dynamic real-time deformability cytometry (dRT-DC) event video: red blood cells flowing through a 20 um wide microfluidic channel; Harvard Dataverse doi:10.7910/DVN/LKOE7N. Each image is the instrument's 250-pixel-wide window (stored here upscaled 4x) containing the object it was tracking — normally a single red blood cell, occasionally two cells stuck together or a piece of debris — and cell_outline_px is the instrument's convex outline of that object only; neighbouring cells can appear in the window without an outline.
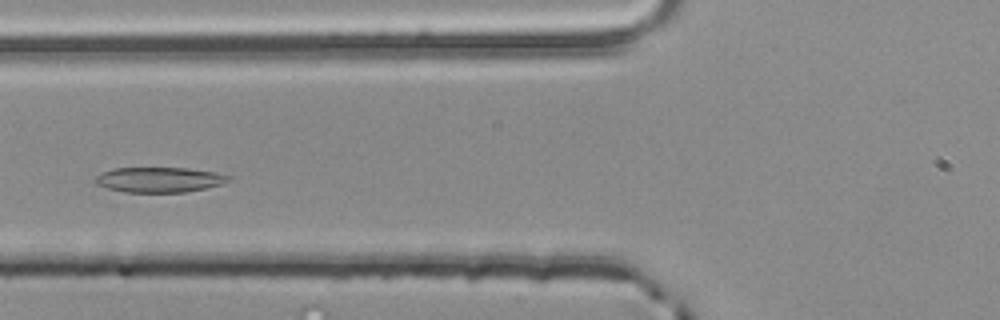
{"species": "common noctule bat (a hibernating species)", "species_latin": "Nyctalus noctula", "temperature_condition": "room temperature", "stored_images_in_passage": 40, "camera_frame_rate_fps": 3000, "um_per_image_px": 0.085, "animal": {"sex": "male", "body_mass_g": 20.4}, "frame": {"image": 1, "passage_image": 15, "time_ms": 4.667, "image_size_px": [1000, 320], "cell_outline_px": [[232, 180], [220, 184], [204, 188], [184, 192], [124, 192], [108, 188], [96, 184], [92, 180], [96, 176], [112, 168], [188, 168], [216, 172], [232, 176]], "centroid_in_image_um": [13.54, 15.27], "position_along_channel_um": 112.3, "area_um2": 19.54}}
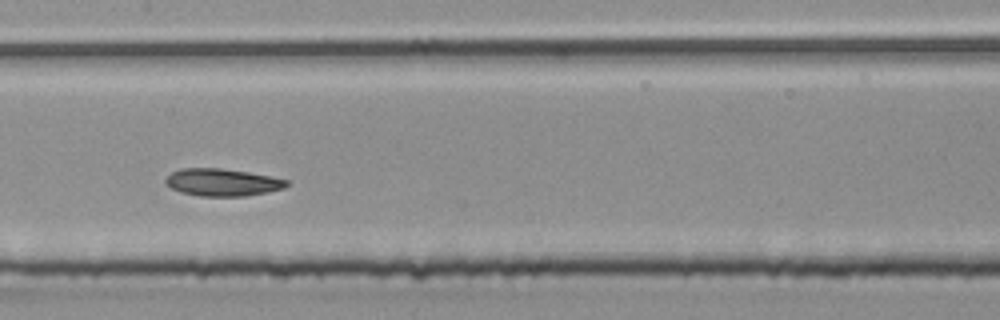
{"frame": {"image": 2, "passage_image": 21, "time_ms": 6.667, "image_size_px": [1000, 320], "cell_outline_px": [[292, 184], [284, 188], [268, 192], [244, 196], [200, 196], [180, 192], [164, 184], [164, 180], [172, 172], [180, 168], [220, 168], [248, 172], [288, 180]], "centroid_in_image_um": [18.9, 15.5], "position_along_channel_um": 188.5, "area_um2": 19.36}}
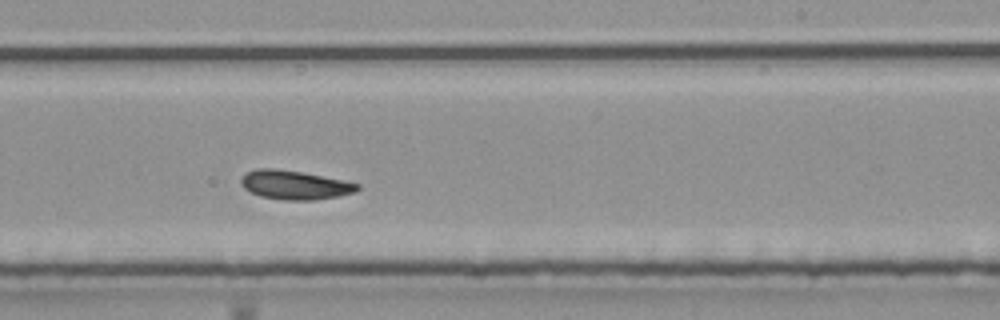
{"frame": {"image": 3, "passage_image": 27, "time_ms": 8.667, "image_size_px": [1000, 320], "cell_outline_px": [[360, 188], [352, 192], [340, 196], [312, 200], [284, 200], [260, 196], [244, 188], [240, 184], [240, 176], [248, 172], [260, 168], [272, 168], [300, 172], [360, 184]], "centroid_in_image_um": [25.0, 15.73], "position_along_channel_um": 264.0, "area_um2": 19.31}, "authors_computed_cell_mechanics": {"area_um2": 19.5364, "velocity_mm_per_s": 3.7919, "shape_relaxation_time_tau1_ms": null, "shape_relaxation_time_tau2_ms": 2.6828, "deformation_change_tau1": null, "deformation_change_tau2": 0.0685}}